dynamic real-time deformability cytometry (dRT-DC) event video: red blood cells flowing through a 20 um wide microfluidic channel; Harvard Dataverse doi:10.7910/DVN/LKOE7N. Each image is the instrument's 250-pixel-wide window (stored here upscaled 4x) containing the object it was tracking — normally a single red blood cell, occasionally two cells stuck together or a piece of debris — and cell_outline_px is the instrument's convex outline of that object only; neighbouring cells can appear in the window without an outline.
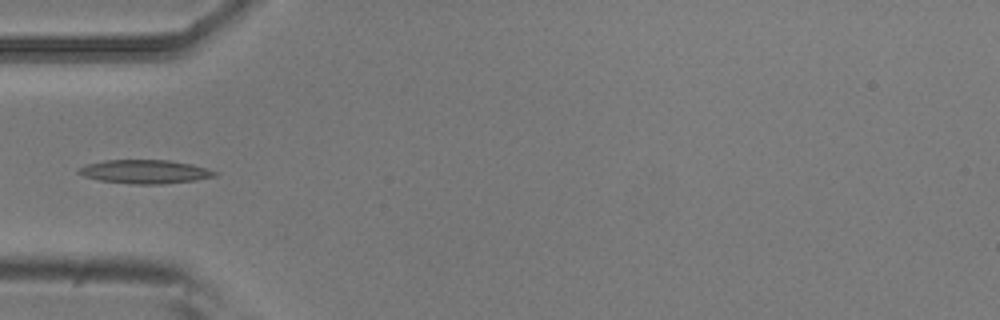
{"species": "common noctule bat (a hibernating species)", "species_latin": "Nyctalus noctula", "temperature_condition": "room temperature", "stored_images_in_passage": 4, "camera_frame_rate_fps": 3000, "um_per_image_px": 0.085, "animal": {"sex": "male", "body_mass_g": 20.5, "forearm_length_mm": 52.5}, "frame": {"image": 1, "passage_image": 4, "time_ms": 1.0, "image_size_px": [1000, 320], "cell_outline_px": [[220, 172], [216, 176], [196, 180], [164, 184], [132, 184], [100, 180], [84, 176], [76, 172], [84, 164], [104, 160], [168, 160], [192, 164]], "centroid_in_image_um": [12.34, 14.59], "position_along_channel_um": 72.7, "area_um2": 18.9}}